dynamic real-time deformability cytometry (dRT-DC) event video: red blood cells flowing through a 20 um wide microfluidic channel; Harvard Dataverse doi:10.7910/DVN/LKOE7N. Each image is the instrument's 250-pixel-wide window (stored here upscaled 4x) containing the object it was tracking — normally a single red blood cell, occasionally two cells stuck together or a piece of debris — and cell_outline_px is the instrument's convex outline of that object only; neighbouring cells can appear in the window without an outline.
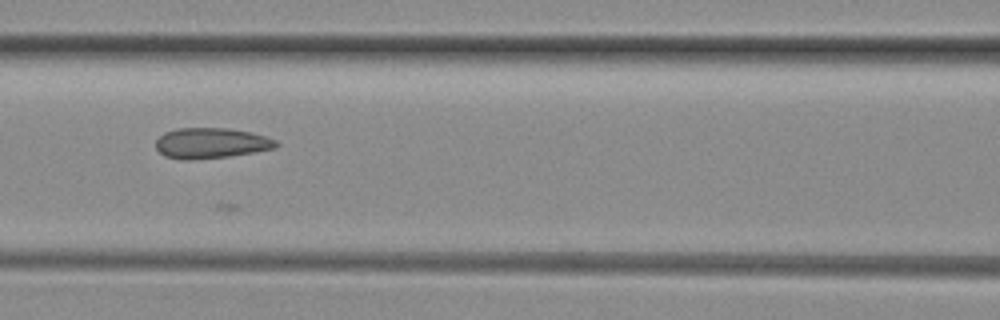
{"species": "common noctule bat (a hibernating species)", "species_latin": "Nyctalus noctula", "temperature_condition": "room temperature", "stored_images_in_passage": 4, "camera_frame_rate_fps": 3000, "um_per_image_px": 0.085, "animal": {"sex": "female", "body_mass_g": 29.2, "forearm_length_mm": 56.3}, "frame": {"image": 1, "passage_image": 3, "time_ms": 0.667, "image_size_px": [1000, 320], "cell_outline_px": [[280, 144], [276, 148], [228, 156], [192, 160], [184, 160], [164, 156], [156, 148], [156, 140], [164, 132], [176, 128], [228, 128], [252, 132], [276, 140]], "centroid_in_image_um": [17.93, 12.16], "position_along_channel_um": 148.7, "area_um2": 21.44}}